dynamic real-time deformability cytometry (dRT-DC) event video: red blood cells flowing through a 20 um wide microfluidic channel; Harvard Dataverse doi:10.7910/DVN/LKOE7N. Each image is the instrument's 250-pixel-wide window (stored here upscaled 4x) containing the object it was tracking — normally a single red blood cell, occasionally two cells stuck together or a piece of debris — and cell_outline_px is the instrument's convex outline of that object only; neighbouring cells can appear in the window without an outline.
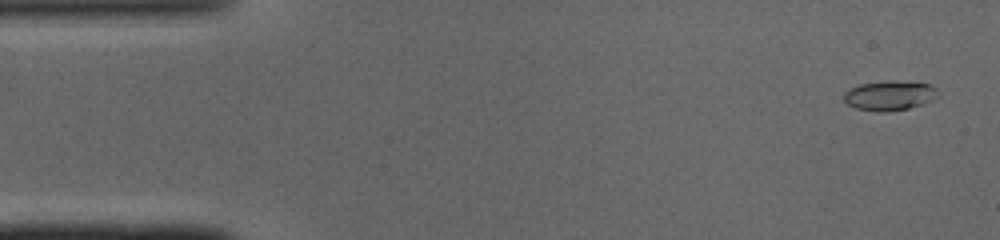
{"species": "common noctule bat (a hibernating species)", "species_latin": "Nyctalus noctula", "temperature_condition": "cold", "stored_images_in_passage": 48, "camera_frame_rate_fps": 3000, "um_per_image_px": 0.085, "animal": {"sex": "male", "body_mass_g": 19.0, "forearm_length_mm": 50.8}, "frame": {"image": 1, "passage_image": 2, "time_ms": 0.333, "image_size_px": [1000, 240], "cell_outline_px": [[940, 96], [936, 100], [908, 108], [884, 112], [876, 112], [856, 108], [848, 104], [844, 100], [844, 92], [848, 88], [860, 84], [884, 80], [896, 80], [928, 84], [936, 88], [940, 92]], "centroid_in_image_um": [75.64, 8.11], "position_along_channel_um": 9.4, "area_um2": 16.65}}
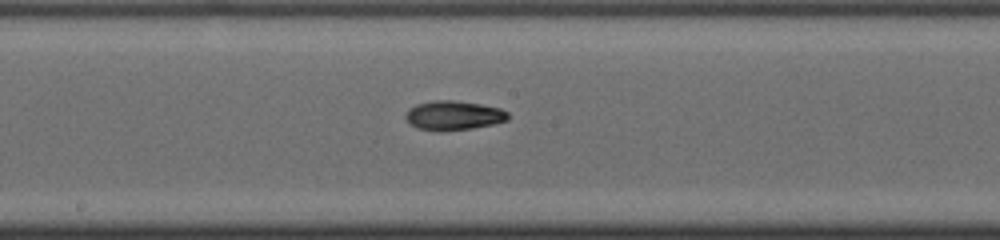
{"frame": {"image": 2, "passage_image": 25, "time_ms": 8.0, "image_size_px": [1000, 240], "cell_outline_px": [[508, 120], [492, 124], [472, 128], [440, 132], [416, 128], [404, 116], [408, 108], [416, 104], [436, 100], [452, 100], [480, 104], [500, 108], [508, 112]], "centroid_in_image_um": [38.53, 9.82], "position_along_channel_um": 209.7, "area_um2": 17.51}}
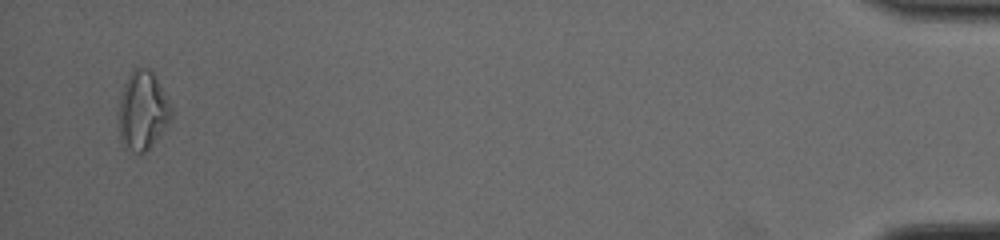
{"frame": {"image": 3, "passage_image": 47, "time_ms": 15.333, "image_size_px": [1000, 240], "cell_outline_px": [[172, 116], [168, 124], [152, 144], [144, 152], [132, 152], [124, 148], [120, 144], [120, 96], [124, 84], [128, 76], [136, 68], [148, 68], [156, 76], [168, 100], [172, 112]], "centroid_in_image_um": [12.12, 9.41], "position_along_channel_um": 423.1, "area_um2": 23.76}, "authors_computed_cell_mechanics": {"area_um2": 16.9354, "velocity_mm_per_s": 4.1128, "shape_relaxation_time_tau1_ms": 7.4321, "shape_relaxation_time_tau2_ms": 7.7085, "deformation_change_tau1": 0.232, "deformation_change_tau2": 0.1354}}